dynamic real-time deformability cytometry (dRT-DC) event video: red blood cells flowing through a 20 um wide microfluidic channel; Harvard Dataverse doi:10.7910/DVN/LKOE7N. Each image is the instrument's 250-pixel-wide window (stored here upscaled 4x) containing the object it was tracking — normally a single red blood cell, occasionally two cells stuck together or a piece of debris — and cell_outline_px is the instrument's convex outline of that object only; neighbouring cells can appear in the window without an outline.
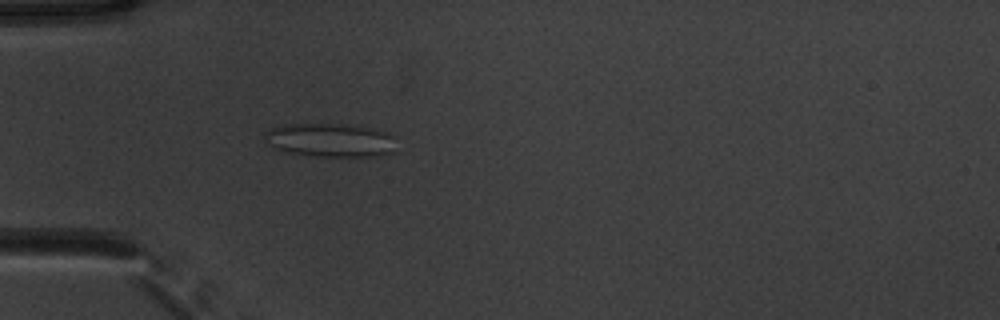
{"species": "common noctule bat (a hibernating species)", "species_latin": "Nyctalus noctula", "temperature_condition": "warm", "stored_images_in_passage": 52, "camera_frame_rate_fps": 3000, "um_per_image_px": 0.085, "animal": {"sex": "male", "body_mass_g": 20.1, "forearm_length_mm": 53.5}, "frame": {"image": 1, "passage_image": 16, "time_ms": 5.0, "image_size_px": [1000, 320], "cell_outline_px": [[396, 152], [380, 156], [316, 156], [280, 152], [268, 144], [264, 136], [264, 132], [272, 128], [284, 124], [344, 124], [372, 128], [388, 132], [392, 136]], "centroid_in_image_um": [28.06, 11.92], "position_along_channel_um": 56.9, "area_um2": 26.13}}
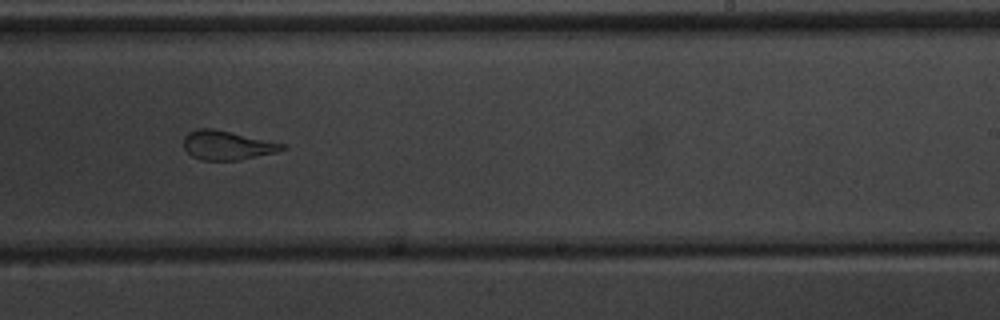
{"frame": {"image": 2, "passage_image": 33, "time_ms": 10.667, "image_size_px": [1000, 320], "cell_outline_px": [[288, 148], [276, 152], [240, 160], [200, 160], [192, 156], [184, 148], [184, 136], [188, 132], [196, 128], [212, 128], [284, 144]], "centroid_in_image_um": [19.27, 12.35], "position_along_channel_um": 269.7, "area_um2": 16.59}}
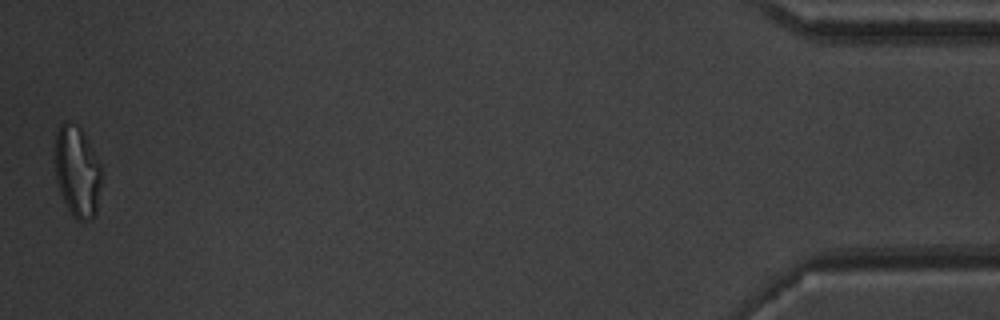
{"frame": {"image": 3, "passage_image": 52, "time_ms": 17.0, "image_size_px": [1000, 320], "cell_outline_px": [[100, 184], [96, 212], [88, 220], [76, 220], [72, 216], [60, 192], [56, 176], [52, 148], [56, 132], [60, 124], [64, 120], [68, 120], [80, 128], [100, 164]], "centroid_in_image_um": [6.5, 14.53], "position_along_channel_um": 428.7, "area_um2": 24.68}, "authors_computed_cell_mechanics": {"area_um2": 21.386, "velocity_mm_per_s": 3.873, "shape_relaxation_time_tau1_ms": null, "shape_relaxation_time_tau2_ms": 1.2974, "deformation_change_tau1": null, "deformation_change_tau2": 0.108}}